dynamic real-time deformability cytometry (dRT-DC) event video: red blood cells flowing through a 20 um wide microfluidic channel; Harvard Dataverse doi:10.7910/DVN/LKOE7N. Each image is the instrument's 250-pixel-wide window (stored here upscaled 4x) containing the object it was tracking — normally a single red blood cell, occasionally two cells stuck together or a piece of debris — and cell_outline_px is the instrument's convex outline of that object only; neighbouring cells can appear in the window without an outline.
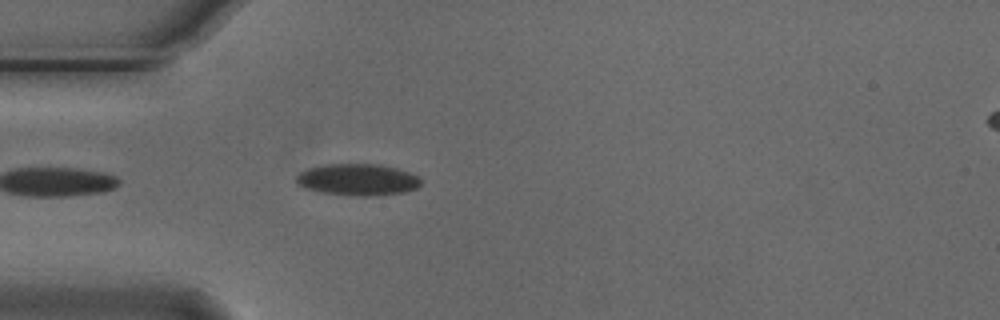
{"species": "Egyptian fruit bat (a non-hibernating species)", "species_latin": "Rousettus aegyptiacus", "temperature_condition": "cold", "stored_images_in_passage": 4, "camera_frame_rate_fps": 3000, "um_per_image_px": 0.085, "animal": {"sex": "male"}, "frame": {"image": 1, "passage_image": 4, "time_ms": 1.0, "image_size_px": [1000, 320], "cell_outline_px": [[420, 184], [416, 188], [404, 192], [368, 196], [356, 196], [320, 192], [304, 188], [296, 184], [296, 176], [300, 172], [308, 168], [324, 164], [380, 164], [396, 168], [408, 172], [416, 176], [420, 180]], "centroid_in_image_um": [30.35, 15.27], "position_along_channel_um": 54.7, "area_um2": 22.95}}